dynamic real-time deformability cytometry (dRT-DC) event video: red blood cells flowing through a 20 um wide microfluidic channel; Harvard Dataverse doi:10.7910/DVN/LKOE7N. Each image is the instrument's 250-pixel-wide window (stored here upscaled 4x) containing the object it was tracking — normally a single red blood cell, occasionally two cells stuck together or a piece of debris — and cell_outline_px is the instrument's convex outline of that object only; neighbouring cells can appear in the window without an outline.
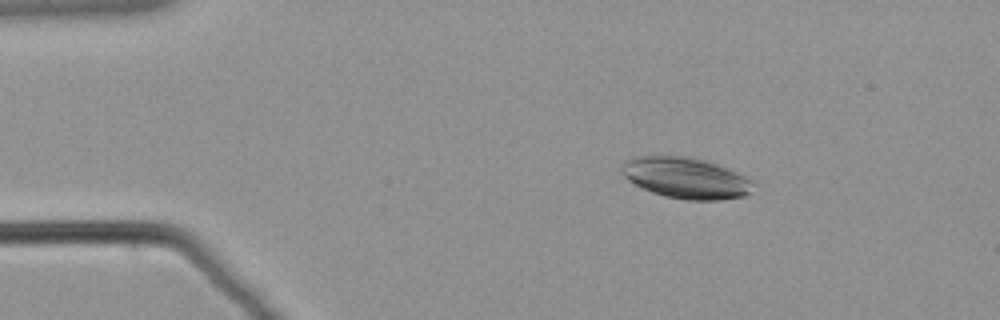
{"species": "common noctule bat (a hibernating species)", "species_latin": "Nyctalus noctula", "temperature_condition": "warm", "stored_images_in_passage": 58, "camera_frame_rate_fps": 3000, "um_per_image_px": 0.085, "animal": {"sex": "male", "body_mass_g": 21.5, "forearm_length_mm": 52.0}, "frame": {"image": 1, "passage_image": 8, "time_ms": 2.333, "image_size_px": [1000, 320], "cell_outline_px": [[756, 184], [744, 196], [720, 200], [684, 200], [664, 196], [652, 192], [628, 180], [624, 176], [620, 168], [620, 164], [632, 156], [688, 156], [704, 160], [716, 164], [736, 172], [752, 180]], "centroid_in_image_um": [58.27, 15.12], "position_along_channel_um": 26.7, "area_um2": 31.44}}
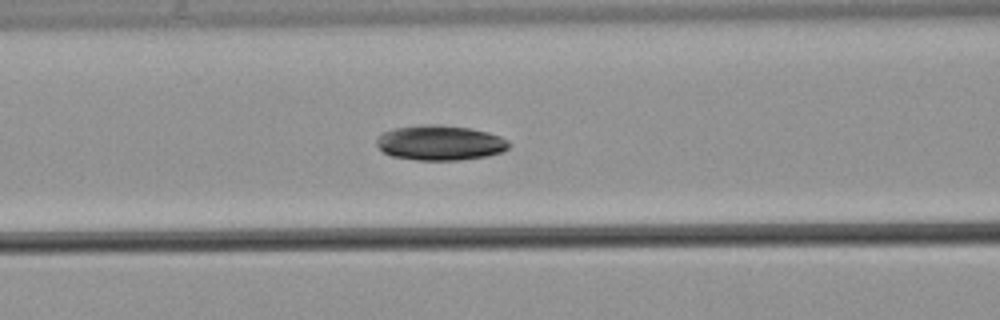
{"frame": {"image": 2, "passage_image": 23, "time_ms": 7.333, "image_size_px": [1000, 320], "cell_outline_px": [[512, 144], [508, 148], [500, 152], [488, 156], [460, 160], [416, 160], [392, 156], [384, 152], [376, 144], [376, 140], [384, 132], [392, 128], [420, 124], [440, 124], [468, 128], [488, 132], [500, 136], [508, 140]], "centroid_in_image_um": [37.41, 12.13], "position_along_channel_um": 129.2, "area_um2": 27.17}}
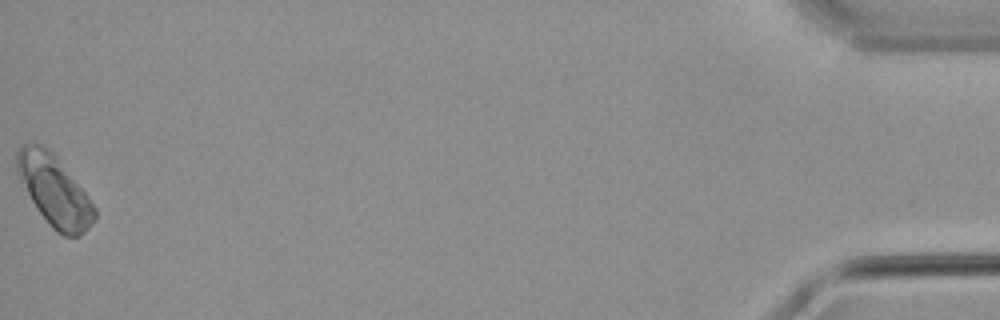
{"frame": {"image": 3, "passage_image": 58, "time_ms": 19.0, "image_size_px": [1000, 320], "cell_outline_px": [[96, 220], [80, 236], [64, 236], [56, 232], [48, 224], [32, 200], [20, 180], [16, 172], [16, 152], [24, 144], [40, 144], [48, 148], [52, 152], [84, 192], [96, 208]], "centroid_in_image_um": [4.62, 16.23], "position_along_channel_um": 430.6, "area_um2": 31.33}}